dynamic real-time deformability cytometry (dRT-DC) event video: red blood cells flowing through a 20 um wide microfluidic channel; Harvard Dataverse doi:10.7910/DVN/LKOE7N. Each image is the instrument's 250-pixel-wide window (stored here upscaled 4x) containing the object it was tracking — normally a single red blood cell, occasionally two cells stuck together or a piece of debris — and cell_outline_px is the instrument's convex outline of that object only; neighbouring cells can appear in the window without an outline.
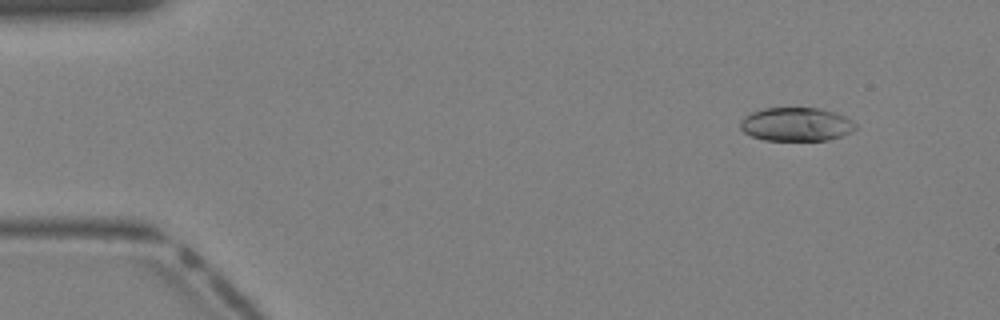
{"species": "Egyptian fruit bat (a non-hibernating species)", "species_latin": "Rousettus aegyptiacus", "temperature_condition": "warm", "stored_images_in_passage": 40, "camera_frame_rate_fps": 3000, "um_per_image_px": 0.085, "animal": {"sex": "female"}, "frame": {"image": 1, "passage_image": 4, "time_ms": 1.0, "image_size_px": [1000, 320], "cell_outline_px": [[856, 128], [852, 132], [844, 136], [828, 140], [764, 140], [752, 136], [744, 132], [740, 128], [740, 120], [744, 116], [752, 112], [764, 108], [820, 108], [836, 112], [852, 120], [856, 124]], "centroid_in_image_um": [67.7, 10.57], "position_along_channel_um": 17.3, "area_um2": 22.77}}
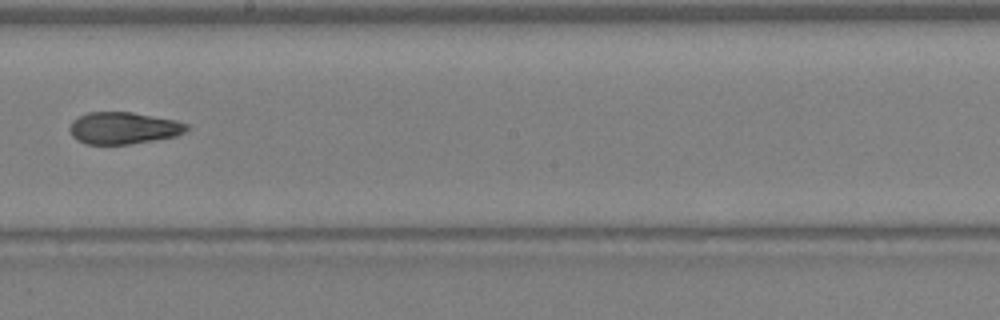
{"frame": {"image": 2, "passage_image": 23, "time_ms": 7.333, "image_size_px": [1000, 320], "cell_outline_px": [[188, 128], [184, 132], [176, 136], [128, 144], [84, 144], [76, 140], [72, 136], [68, 128], [72, 120], [88, 112], [132, 112], [176, 120], [188, 124]], "centroid_in_image_um": [10.46, 10.88], "position_along_channel_um": 237.7, "area_um2": 21.79}}
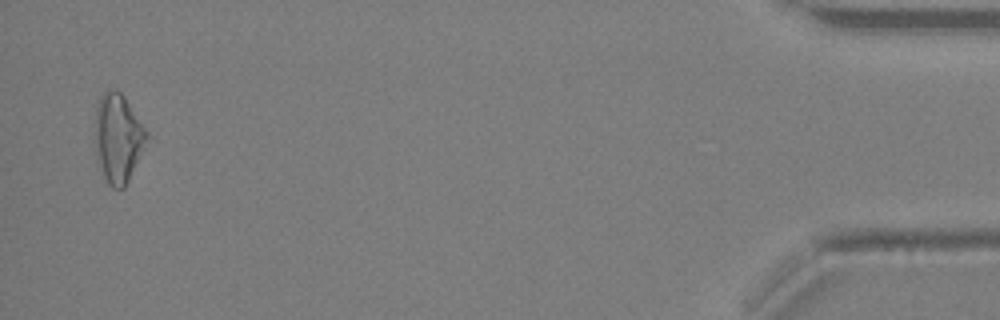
{"frame": {"image": 3, "passage_image": 39, "time_ms": 12.667, "image_size_px": [1000, 320], "cell_outline_px": [[148, 136], [128, 180], [124, 188], [112, 188], [108, 184], [104, 176], [96, 152], [96, 108], [100, 96], [108, 88], [116, 88], [124, 96], [148, 132]], "centroid_in_image_um": [10.03, 11.69], "position_along_channel_um": 425.2, "area_um2": 26.07}}